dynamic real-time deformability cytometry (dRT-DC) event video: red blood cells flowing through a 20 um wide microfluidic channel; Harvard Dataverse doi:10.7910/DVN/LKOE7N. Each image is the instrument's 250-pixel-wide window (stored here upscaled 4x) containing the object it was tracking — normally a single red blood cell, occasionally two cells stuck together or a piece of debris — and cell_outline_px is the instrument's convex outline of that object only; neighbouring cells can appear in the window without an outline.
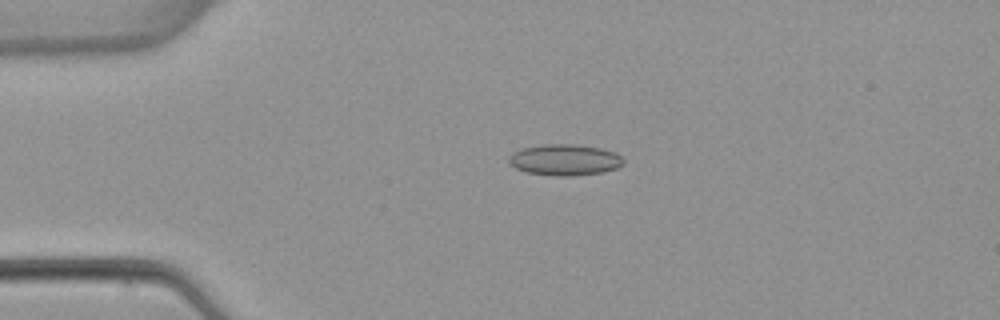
{"species": "common noctule bat (a hibernating species)", "species_latin": "Nyctalus noctula", "temperature_condition": "warm", "stored_images_in_passage": 4, "camera_frame_rate_fps": 3000, "um_per_image_px": 0.085, "animal": {"sex": "female", "body_mass_g": 22.7, "forearm_length_mm": 54.2}, "frame": {"image": 1, "passage_image": 3, "time_ms": 3.333, "image_size_px": [1000, 320], "cell_outline_px": [[624, 164], [616, 168], [604, 172], [572, 176], [556, 176], [524, 172], [508, 164], [508, 156], [512, 152], [520, 148], [544, 144], [572, 144], [600, 148], [616, 152], [624, 160]], "centroid_in_image_um": [47.97, 13.59], "position_along_channel_um": 37.0, "area_um2": 21.1}}